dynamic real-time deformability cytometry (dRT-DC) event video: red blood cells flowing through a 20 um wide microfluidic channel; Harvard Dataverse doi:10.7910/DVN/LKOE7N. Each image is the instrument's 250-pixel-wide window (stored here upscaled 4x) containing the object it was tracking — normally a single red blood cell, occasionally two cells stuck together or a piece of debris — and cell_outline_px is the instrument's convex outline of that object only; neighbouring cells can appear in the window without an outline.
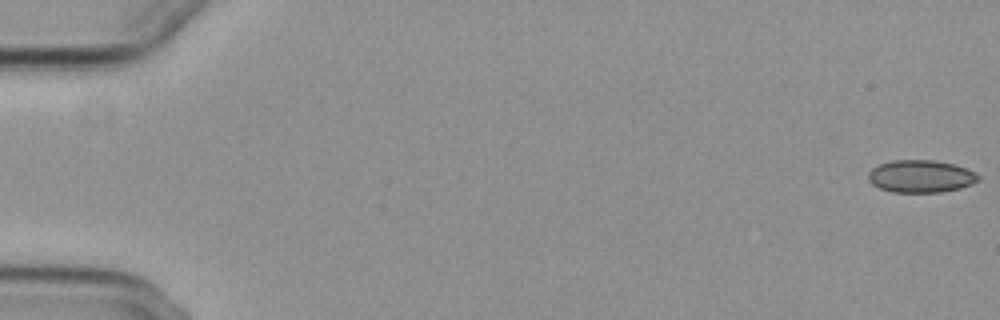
{"species": "common noctule bat (a hibernating species)", "species_latin": "Nyctalus noctula", "temperature_condition": "cold", "stored_images_in_passage": 11, "camera_frame_rate_fps": 3000, "um_per_image_px": 0.085, "animal": {"sex": "female", "body_mass_g": 29.2, "forearm_length_mm": 56.3}, "frame": {"image": 1, "passage_image": 1, "time_ms": 0.0, "image_size_px": [1000, 320], "cell_outline_px": [[980, 180], [972, 184], [960, 188], [940, 192], [892, 192], [880, 188], [872, 184], [868, 180], [868, 172], [872, 168], [880, 164], [892, 160], [932, 160], [952, 164], [964, 168], [980, 176]], "centroid_in_image_um": [78.24, 14.99], "position_along_channel_um": 6.8, "area_um2": 20.69}}